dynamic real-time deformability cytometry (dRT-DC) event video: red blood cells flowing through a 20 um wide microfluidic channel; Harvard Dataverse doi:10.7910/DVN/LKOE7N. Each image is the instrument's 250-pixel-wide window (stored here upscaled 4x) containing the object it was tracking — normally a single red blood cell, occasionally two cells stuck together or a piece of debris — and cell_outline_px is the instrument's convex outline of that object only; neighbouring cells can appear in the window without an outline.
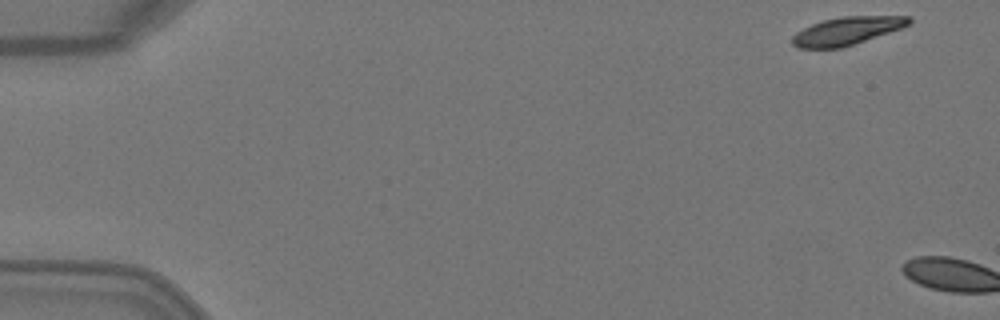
{"species": "Egyptian fruit bat (a non-hibernating species)", "species_latin": "Rousettus aegyptiacus", "temperature_condition": "warm", "stored_images_in_passage": 2, "camera_frame_rate_fps": 3000, "um_per_image_px": 0.085, "animal": {"sex": "female"}, "frame": {"image": 1, "passage_image": 1, "time_ms": 0.0, "image_size_px": [1000, 320], "cell_outline_px": [[912, 24], [840, 48], [800, 48], [792, 44], [792, 36], [796, 32], [812, 24], [824, 20], [844, 16], [912, 16]], "centroid_in_image_um": [71.98, 2.61], "position_along_channel_um": 13.0, "area_um2": 18.67}}